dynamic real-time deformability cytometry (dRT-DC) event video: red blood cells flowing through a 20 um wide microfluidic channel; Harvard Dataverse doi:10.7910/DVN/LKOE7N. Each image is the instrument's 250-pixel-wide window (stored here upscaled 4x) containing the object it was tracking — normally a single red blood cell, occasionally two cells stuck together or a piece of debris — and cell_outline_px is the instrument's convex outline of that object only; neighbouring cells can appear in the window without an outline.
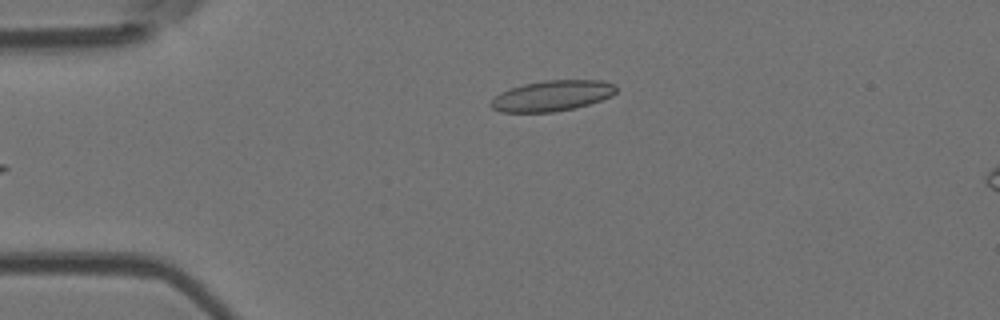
{"species": "Egyptian fruit bat (a non-hibernating species)", "species_latin": "Rousettus aegyptiacus", "temperature_condition": "room temperature", "stored_images_in_passage": 5, "camera_frame_rate_fps": 3000, "um_per_image_px": 0.085, "animal": {"sex": "female"}, "frame": {"image": 1, "passage_image": 5, "time_ms": 4.667, "image_size_px": [1000, 320], "cell_outline_px": [[616, 92], [612, 96], [588, 104], [572, 108], [552, 112], [500, 112], [492, 108], [488, 104], [500, 92], [524, 84], [544, 80], [604, 80], [616, 84]], "centroid_in_image_um": [46.94, 8.13], "position_along_channel_um": 38.1, "area_um2": 22.31}}